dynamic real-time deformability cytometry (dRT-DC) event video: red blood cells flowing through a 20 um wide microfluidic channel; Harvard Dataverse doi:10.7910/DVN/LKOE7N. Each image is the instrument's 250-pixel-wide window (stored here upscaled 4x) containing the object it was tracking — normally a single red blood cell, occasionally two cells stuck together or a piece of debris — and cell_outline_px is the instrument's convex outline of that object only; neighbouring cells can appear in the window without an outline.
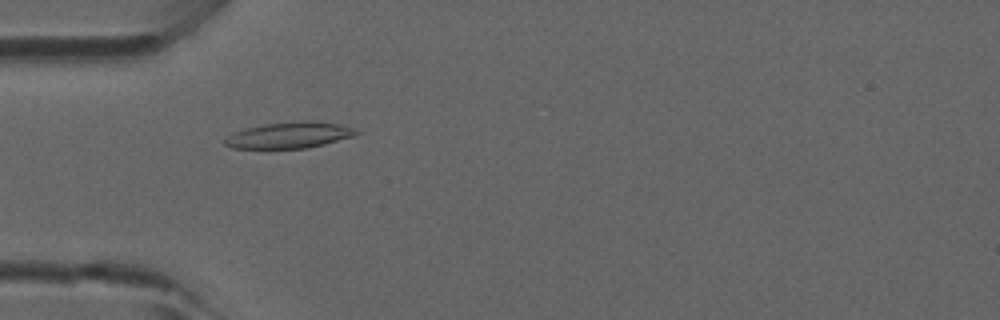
{"species": "common noctule bat (a hibernating species)", "species_latin": "Nyctalus noctula", "temperature_condition": "room temperature", "stored_images_in_passage": 6, "camera_frame_rate_fps": 3000, "um_per_image_px": 0.085, "animal": {"sex": "male", "forearm_length_mm": 52.5}, "frame": {"image": 1, "passage_image": 4, "time_ms": 1.0, "image_size_px": [1000, 320], "cell_outline_px": [[360, 132], [356, 136], [308, 148], [232, 148], [224, 144], [224, 140], [228, 136], [236, 132], [248, 128], [264, 124], [308, 120], [340, 124], [352, 128]], "centroid_in_image_um": [24.64, 11.49], "position_along_channel_um": 60.4, "area_um2": 19.83}}
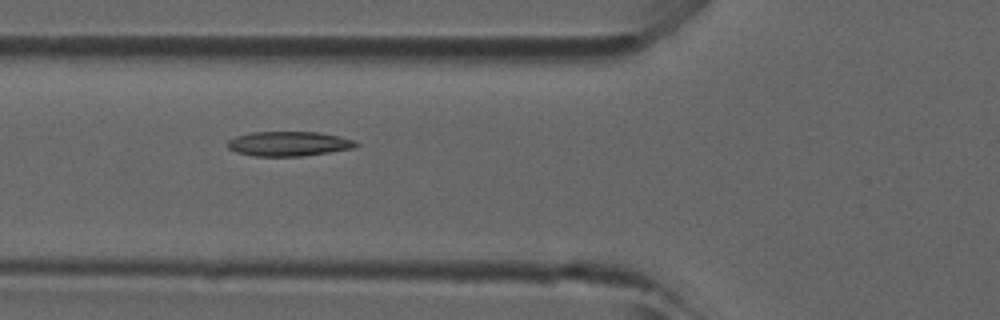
{"frame": {"image": 2, "passage_image": 5, "time_ms": 1.333, "image_size_px": [1000, 320], "cell_outline_px": [[360, 144], [356, 148], [304, 156], [256, 156], [236, 152], [228, 148], [228, 140], [236, 136], [252, 132], [320, 132], [340, 136], [352, 140]], "centroid_in_image_um": [24.58, 12.22], "position_along_channel_um": 101.2, "area_um2": 18.5}}
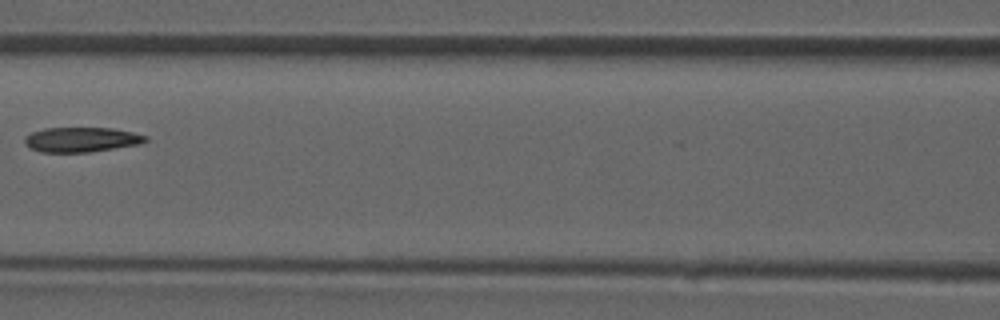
{"frame": {"image": 3, "passage_image": 6, "time_ms": 1.667, "image_size_px": [1000, 320], "cell_outline_px": [[148, 140], [140, 144], [88, 152], [40, 152], [24, 144], [24, 136], [32, 132], [44, 128], [112, 128], [132, 132], [148, 136]], "centroid_in_image_um": [6.91, 11.86], "position_along_channel_um": 159.7, "area_um2": 17.46}}